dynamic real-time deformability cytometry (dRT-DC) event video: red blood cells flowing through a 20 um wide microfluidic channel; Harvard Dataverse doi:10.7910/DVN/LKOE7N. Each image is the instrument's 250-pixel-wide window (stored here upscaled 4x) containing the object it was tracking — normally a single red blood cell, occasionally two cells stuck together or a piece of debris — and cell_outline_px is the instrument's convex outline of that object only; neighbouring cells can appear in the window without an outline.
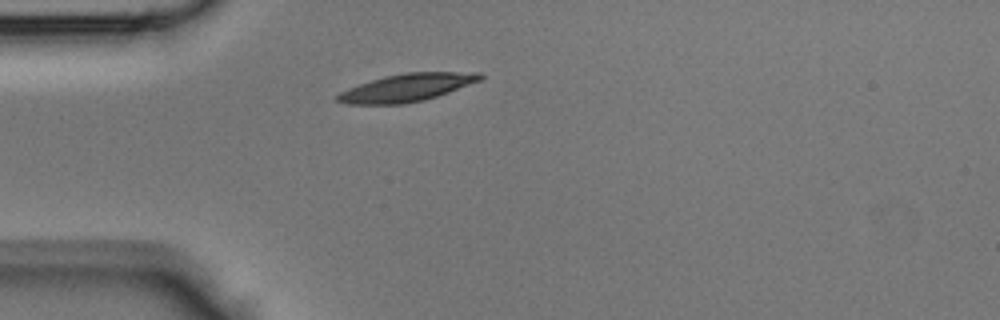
{"species": "Egyptian fruit bat (a non-hibernating species)", "species_latin": "Rousettus aegyptiacus", "temperature_condition": "room temperature", "stored_images_in_passage": 33, "camera_frame_rate_fps": 3000, "um_per_image_px": 0.085, "animal": {"sex": "male"}, "frame": {"image": 1, "passage_image": 1, "time_ms": 0.0, "image_size_px": [1000, 320], "cell_outline_px": [[484, 76], [480, 80], [448, 92], [424, 100], [400, 104], [348, 104], [336, 100], [336, 96], [340, 92], [348, 88], [384, 76], [404, 72], [480, 72]], "centroid_in_image_um": [34.57, 7.44], "position_along_channel_um": 50.4, "area_um2": 22.77}}
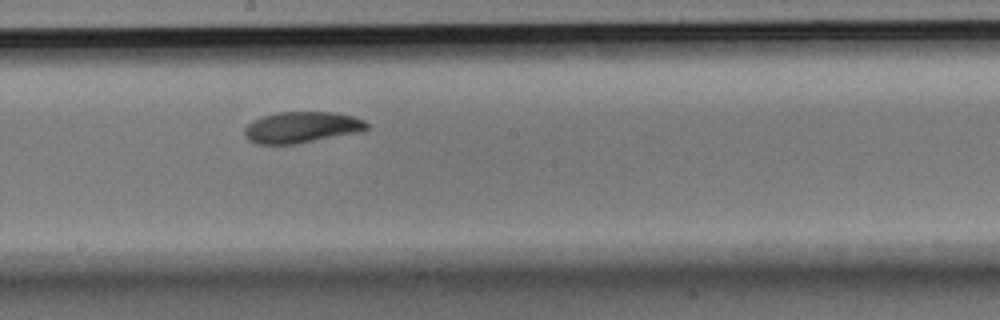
{"frame": {"image": 2, "passage_image": 13, "time_ms": 4.0, "image_size_px": [1000, 320], "cell_outline_px": [[368, 128], [360, 132], [300, 144], [256, 144], [248, 140], [244, 136], [244, 128], [252, 120], [260, 116], [276, 112], [332, 112], [352, 116], [364, 120], [368, 124]], "centroid_in_image_um": [25.61, 10.83], "position_along_channel_um": 222.6, "area_um2": 22.6}}
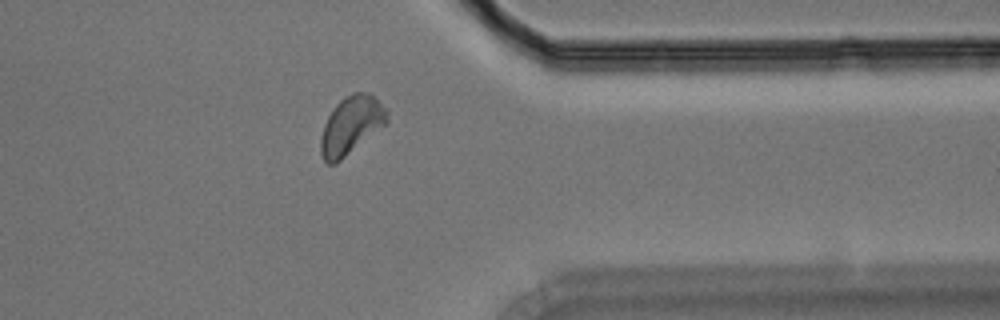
{"frame": {"image": 3, "passage_image": 24, "time_ms": 7.667, "image_size_px": [1000, 320], "cell_outline_px": [[388, 124], [336, 164], [328, 164], [324, 160], [320, 152], [320, 140], [324, 124], [328, 116], [336, 104], [340, 100], [352, 92], [368, 92], [376, 96], [388, 108]], "centroid_in_image_um": [29.9, 10.64], "position_along_channel_um": 381.5, "area_um2": 22.95}}